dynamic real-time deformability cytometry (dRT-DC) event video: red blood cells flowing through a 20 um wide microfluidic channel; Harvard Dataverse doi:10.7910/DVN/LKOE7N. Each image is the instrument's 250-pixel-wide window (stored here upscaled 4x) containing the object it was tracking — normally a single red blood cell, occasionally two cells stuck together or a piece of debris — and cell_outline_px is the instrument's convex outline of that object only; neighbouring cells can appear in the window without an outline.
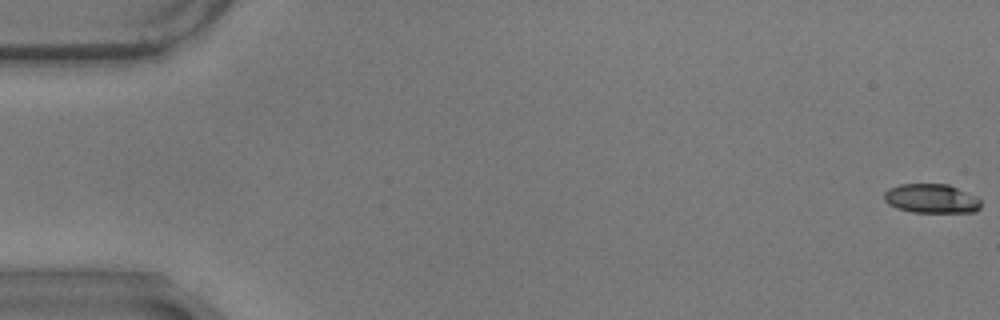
{"species": "common noctule bat (a hibernating species)", "species_latin": "Nyctalus noctula", "temperature_condition": "warm", "stored_images_in_passage": 10, "camera_frame_rate_fps": 3000, "um_per_image_px": 0.085, "animal": {"sex": "male", "body_mass_g": 17.9}, "frame": {"image": 1, "passage_image": 1, "time_ms": 0.0, "image_size_px": [1000, 320], "cell_outline_px": [[980, 208], [976, 212], [912, 212], [896, 208], [888, 204], [884, 200], [884, 192], [888, 188], [900, 184], [948, 184], [976, 196], [980, 200]], "centroid_in_image_um": [79.15, 16.88], "position_along_channel_um": 5.9, "area_um2": 16.53}}